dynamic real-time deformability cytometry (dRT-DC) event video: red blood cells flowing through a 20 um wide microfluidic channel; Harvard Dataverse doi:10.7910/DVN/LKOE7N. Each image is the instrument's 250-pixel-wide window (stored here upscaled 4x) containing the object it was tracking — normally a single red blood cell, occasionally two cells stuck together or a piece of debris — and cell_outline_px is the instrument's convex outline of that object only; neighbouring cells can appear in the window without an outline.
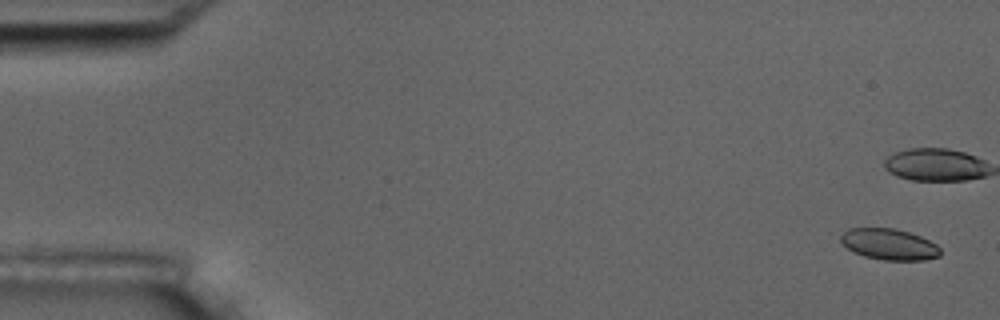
{"species": "common noctule bat (a hibernating species)", "species_latin": "Nyctalus noctula", "temperature_condition": "room temperature", "stored_images_in_passage": 6, "camera_frame_rate_fps": 3000, "um_per_image_px": 0.085, "animal": {"sex": "male", "body_mass_g": 17.5, "forearm_length_mm": 52.3}, "frame": {"image": 1, "passage_image": 1, "time_ms": 0.0, "image_size_px": [1000, 320], "cell_outline_px": [[940, 256], [924, 260], [884, 260], [864, 256], [848, 248], [840, 240], [840, 236], [848, 228], [896, 228], [920, 236], [936, 244], [940, 248]], "centroid_in_image_um": [75.59, 20.76], "position_along_channel_um": 9.4, "area_um2": 17.92}}